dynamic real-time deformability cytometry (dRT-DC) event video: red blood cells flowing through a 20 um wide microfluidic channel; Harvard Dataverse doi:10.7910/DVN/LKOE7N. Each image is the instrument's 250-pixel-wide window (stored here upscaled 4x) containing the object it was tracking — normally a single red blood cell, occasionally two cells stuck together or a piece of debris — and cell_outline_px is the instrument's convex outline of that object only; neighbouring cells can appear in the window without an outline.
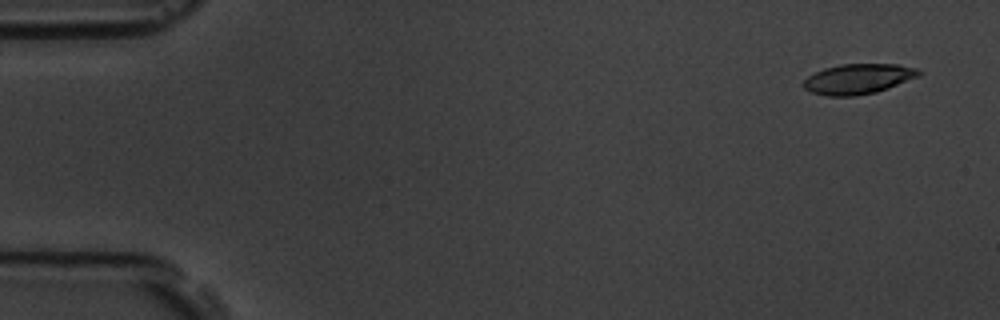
{"species": "common noctule bat (a hibernating species)", "species_latin": "Nyctalus noctula", "temperature_condition": "room temperature", "stored_images_in_passage": 5, "camera_frame_rate_fps": 3000, "um_per_image_px": 0.085, "animal": {"sex": "male", "body_mass_g": 19.5, "forearm_length_mm": 54.6}, "frame": {"image": 1, "passage_image": 1, "time_ms": 0.0, "image_size_px": [1000, 320], "cell_outline_px": [[920, 76], [888, 88], [876, 92], [856, 96], [828, 96], [812, 92], [804, 88], [800, 84], [808, 76], [824, 68], [840, 64], [900, 64], [916, 68], [920, 72]], "centroid_in_image_um": [72.93, 6.71], "position_along_channel_um": 12.1, "area_um2": 20.35}}
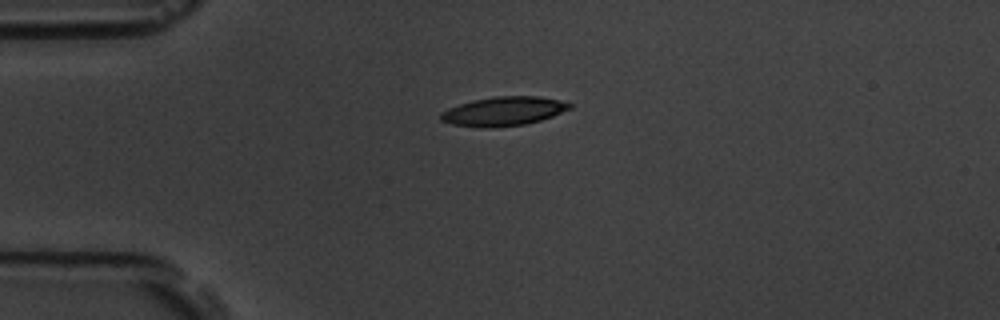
{"frame": {"image": 2, "passage_image": 4, "time_ms": 1.0, "image_size_px": [1000, 320], "cell_outline_px": [[572, 108], [552, 116], [540, 120], [524, 124], [488, 128], [484, 128], [452, 124], [440, 120], [440, 112], [448, 108], [472, 100], [496, 96], [540, 96], [560, 100], [572, 104]], "centroid_in_image_um": [42.79, 9.45], "position_along_channel_um": 42.2, "area_um2": 21.79}}